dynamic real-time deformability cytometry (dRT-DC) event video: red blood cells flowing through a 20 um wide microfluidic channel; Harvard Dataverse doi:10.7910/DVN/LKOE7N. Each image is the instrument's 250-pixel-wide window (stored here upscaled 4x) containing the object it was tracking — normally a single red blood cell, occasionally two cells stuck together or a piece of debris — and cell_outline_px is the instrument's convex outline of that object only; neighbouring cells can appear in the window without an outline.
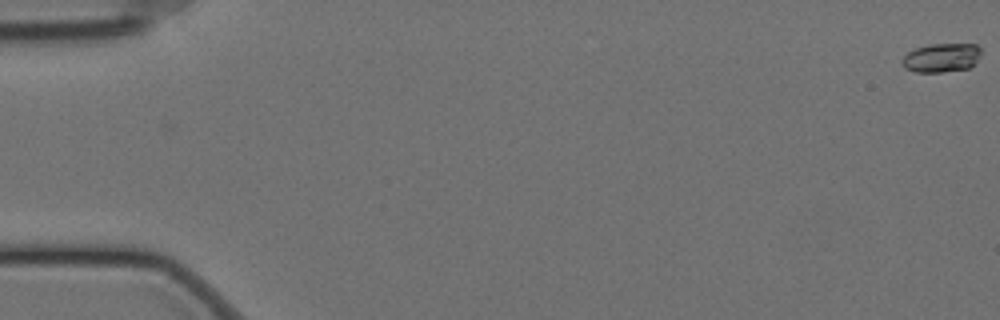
{"species": "Egyptian fruit bat (a non-hibernating species)", "species_latin": "Rousettus aegyptiacus", "temperature_condition": "cold", "stored_images_in_passage": 19, "camera_frame_rate_fps": 3000, "um_per_image_px": 0.085, "animal": {"sex": "female"}, "frame": {"image": 1, "passage_image": 1, "time_ms": 0.0, "image_size_px": [1000, 320], "cell_outline_px": [[980, 52], [976, 60], [968, 68], [940, 72], [916, 72], [904, 68], [900, 60], [908, 52], [916, 48], [928, 44], [976, 44], [980, 48]], "centroid_in_image_um": [79.97, 4.9], "position_along_channel_um": 5.0, "area_um2": 13.18}}
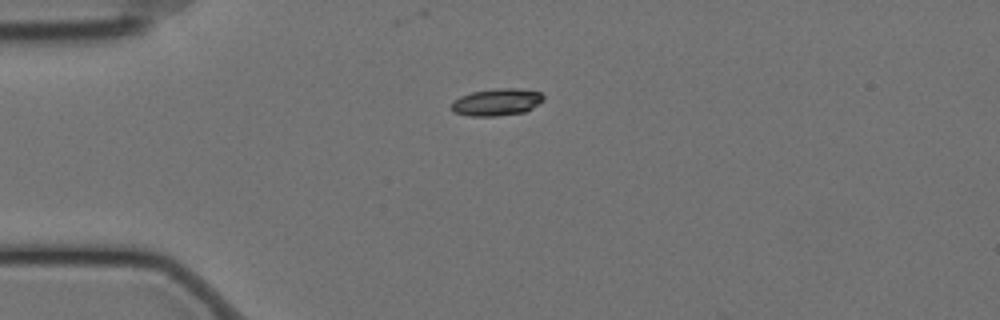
{"frame": {"image": 2, "passage_image": 16, "time_ms": 5.0, "image_size_px": [1000, 320], "cell_outline_px": [[544, 100], [532, 108], [524, 112], [496, 116], [468, 116], [452, 112], [452, 104], [460, 96], [472, 92], [496, 88], [520, 88], [540, 92], [544, 96]], "centroid_in_image_um": [42.24, 8.68], "position_along_channel_um": 42.8, "area_um2": 14.57}}